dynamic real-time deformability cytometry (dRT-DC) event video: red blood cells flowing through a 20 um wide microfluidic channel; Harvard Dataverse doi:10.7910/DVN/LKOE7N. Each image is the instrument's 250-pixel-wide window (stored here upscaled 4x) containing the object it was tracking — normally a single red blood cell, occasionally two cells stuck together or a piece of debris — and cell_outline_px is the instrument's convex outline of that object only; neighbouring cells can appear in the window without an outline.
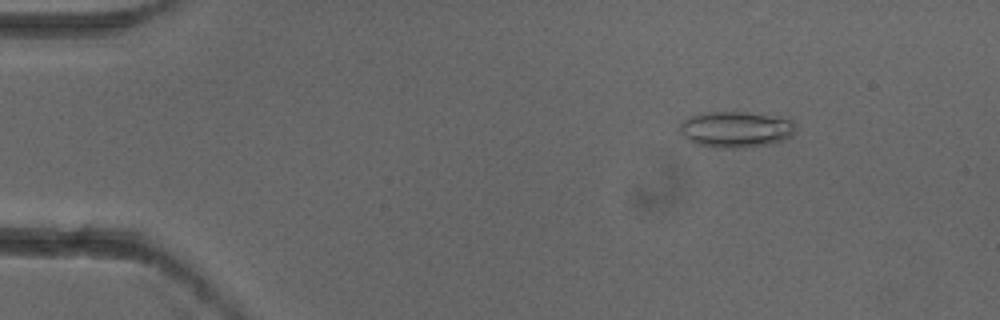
{"species": "common noctule bat (a hibernating species)", "species_latin": "Nyctalus noctula", "temperature_condition": "cold", "stored_images_in_passage": 3, "camera_frame_rate_fps": 3000, "um_per_image_px": 0.085, "animal": {"sex": "female"}, "frame": {"image": 1, "passage_image": 1, "time_ms": 0.0, "image_size_px": [1000, 320], "cell_outline_px": [[796, 132], [792, 136], [784, 140], [772, 144], [744, 148], [716, 148], [696, 144], [688, 140], [680, 132], [680, 124], [684, 120], [692, 116], [704, 112], [744, 112], [792, 120], [796, 124]], "centroid_in_image_um": [62.57, 11.02], "position_along_channel_um": 22.4, "area_um2": 24.45}}